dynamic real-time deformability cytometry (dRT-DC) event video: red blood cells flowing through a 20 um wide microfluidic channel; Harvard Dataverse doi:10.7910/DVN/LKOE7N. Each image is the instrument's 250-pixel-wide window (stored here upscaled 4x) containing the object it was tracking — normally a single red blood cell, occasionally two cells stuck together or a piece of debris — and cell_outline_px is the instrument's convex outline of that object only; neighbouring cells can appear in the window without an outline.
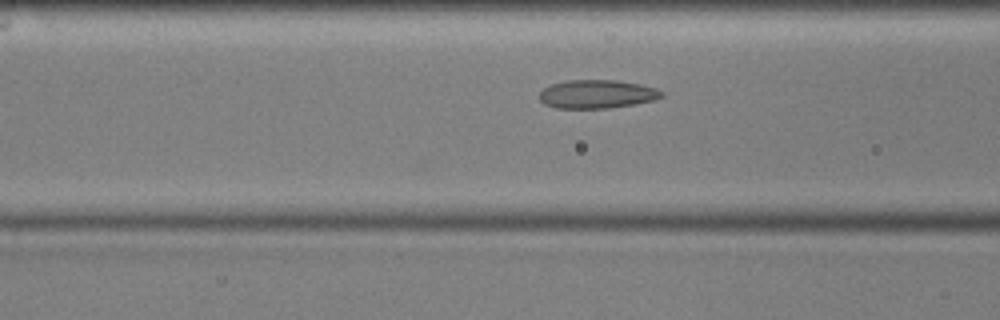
{"species": "common noctule bat (a hibernating species)", "species_latin": "Nyctalus noctula", "temperature_condition": "cold", "stored_images_in_passage": 35, "camera_frame_rate_fps": 3000, "um_per_image_px": 0.085, "animal": {"sex": "male", "body_mass_g": 17.9, "forearm_length_mm": 54.2}, "frame": {"image": 1, "passage_image": 10, "time_ms": 3.0, "image_size_px": [1000, 320], "cell_outline_px": [[664, 96], [652, 100], [636, 104], [608, 108], [556, 108], [544, 104], [540, 100], [540, 92], [544, 88], [552, 84], [564, 80], [616, 80], [640, 84], [656, 88], [664, 92]], "centroid_in_image_um": [50.75, 7.99], "position_along_channel_um": 115.9, "area_um2": 20.35}}
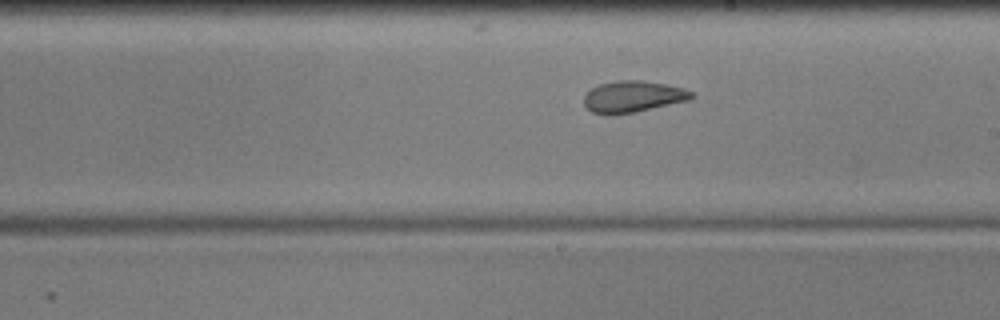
{"frame": {"image": 2, "passage_image": 20, "time_ms": 6.333, "image_size_px": [1000, 320], "cell_outline_px": [[696, 96], [692, 100], [636, 112], [612, 116], [604, 116], [592, 112], [584, 104], [584, 96], [592, 88], [600, 84], [616, 80], [640, 80], [664, 84], [684, 88], [692, 92]], "centroid_in_image_um": [53.82, 8.24], "position_along_channel_um": 235.2, "area_um2": 20.11}}
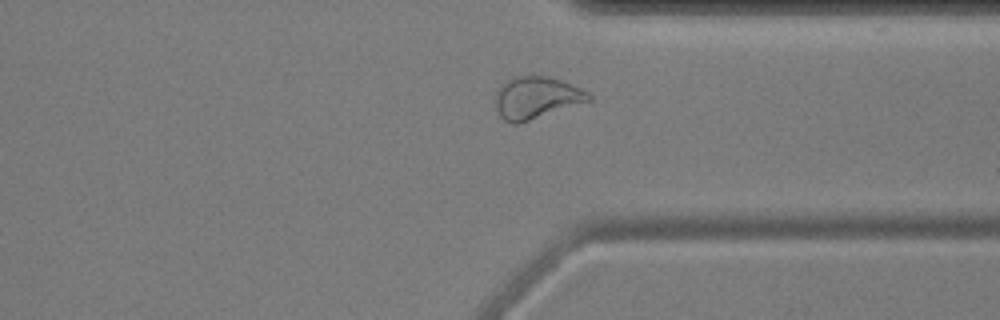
{"frame": {"image": 3, "passage_image": 31, "time_ms": 10.0, "image_size_px": [1000, 320], "cell_outline_px": [[592, 100], [516, 124], [512, 124], [504, 120], [500, 116], [496, 108], [496, 92], [500, 84], [508, 80], [520, 76], [548, 76], [560, 80], [580, 88], [588, 92], [592, 96]], "centroid_in_image_um": [45.57, 8.3], "position_along_channel_um": 365.8, "area_um2": 22.54}}